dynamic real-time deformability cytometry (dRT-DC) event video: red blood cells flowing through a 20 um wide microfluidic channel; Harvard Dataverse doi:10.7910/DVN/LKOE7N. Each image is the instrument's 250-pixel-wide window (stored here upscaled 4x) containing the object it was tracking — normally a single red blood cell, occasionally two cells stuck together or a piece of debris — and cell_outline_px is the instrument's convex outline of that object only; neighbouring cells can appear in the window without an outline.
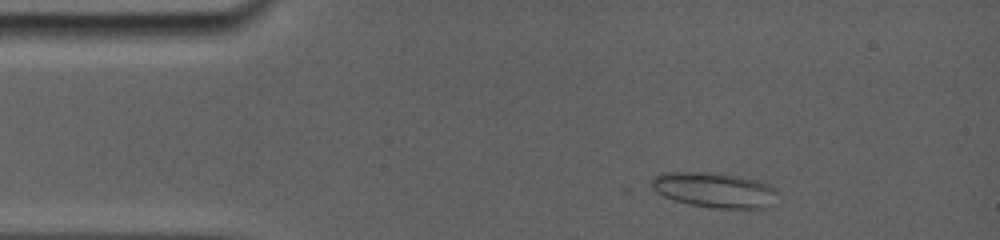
{"species": "common noctule bat (a hibernating species)", "species_latin": "Nyctalus noctula", "temperature_condition": "room temperature", "stored_images_in_passage": 2, "camera_frame_rate_fps": 5000, "um_per_image_px": 0.085, "animal": {"sex": "female", "body_mass_g": 19.0, "forearm_length_mm": 56.7}, "frame": {"image": 1, "passage_image": 2, "time_ms": 0.2, "image_size_px": [1000, 240], "cell_outline_px": [[780, 192], [776, 204], [772, 208], [712, 208], [688, 204], [672, 200], [656, 192], [652, 188], [652, 180], [656, 176], [668, 172], [700, 172], [732, 176], [756, 180], [768, 184], [776, 188]], "centroid_in_image_um": [60.82, 16.19], "position_along_channel_um": 24.2, "area_um2": 25.95}}